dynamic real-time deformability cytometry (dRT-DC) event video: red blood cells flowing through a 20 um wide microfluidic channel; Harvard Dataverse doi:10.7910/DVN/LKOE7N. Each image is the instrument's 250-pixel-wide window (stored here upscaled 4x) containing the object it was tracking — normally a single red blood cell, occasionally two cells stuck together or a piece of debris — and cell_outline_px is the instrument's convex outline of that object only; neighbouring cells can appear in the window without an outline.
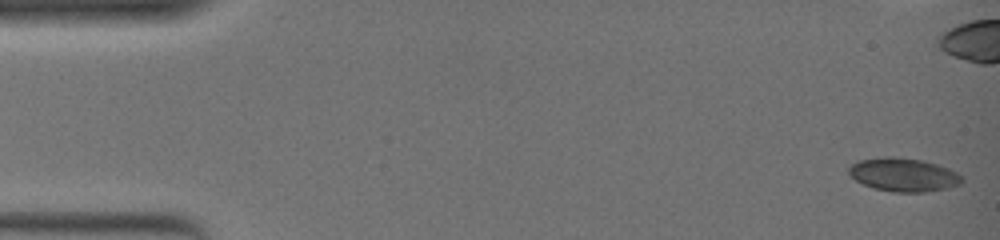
{"species": "common noctule bat (a hibernating species)", "species_latin": "Nyctalus noctula", "temperature_condition": "warm", "stored_images_in_passage": 52, "camera_frame_rate_fps": 3000, "um_per_image_px": 0.085, "animal": {"sex": "female", "body_mass_g": 19.0, "forearm_length_mm": 51.5}, "frame": {"image": 1, "passage_image": 1, "time_ms": 0.0, "image_size_px": [1000, 240], "cell_outline_px": [[964, 180], [960, 184], [948, 188], [924, 192], [892, 192], [872, 188], [856, 180], [848, 172], [848, 168], [852, 164], [860, 160], [884, 156], [892, 156], [920, 160], [936, 164], [948, 168], [964, 176]], "centroid_in_image_um": [76.81, 14.86], "position_along_channel_um": 8.2, "area_um2": 22.08}, "authors_computed_cell_mechanics": {"area_um2": 20.6635, "velocity_mm_per_s": 3.7751, "shape_relaxation_time_tau1_ms": null, "shape_relaxation_time_tau2_ms": 2.2627, "deformation_change_tau1": null, "deformation_change_tau2": 0.048}}